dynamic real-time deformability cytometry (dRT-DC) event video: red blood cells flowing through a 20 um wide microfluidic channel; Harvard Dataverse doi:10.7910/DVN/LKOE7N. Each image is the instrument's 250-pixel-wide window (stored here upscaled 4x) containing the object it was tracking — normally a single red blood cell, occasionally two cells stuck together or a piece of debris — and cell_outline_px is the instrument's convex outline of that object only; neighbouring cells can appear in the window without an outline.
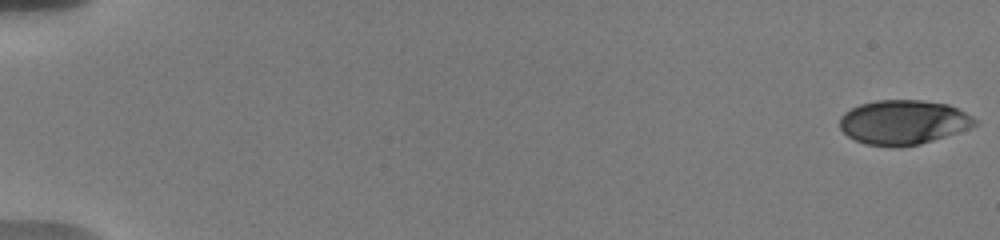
{"species": "human", "species_latin": "Homo sapiens", "temperature_condition": "warm", "stored_images_in_passage": 56, "camera_frame_rate_fps": 3000, "um_per_image_px": 0.085, "donor": {"sex": "male"}, "frame": {"image": 1, "passage_image": 1, "time_ms": 0.0, "image_size_px": [1000, 240], "cell_outline_px": [[976, 124], [968, 128], [920, 144], [896, 148], [892, 148], [864, 144], [848, 136], [840, 128], [840, 116], [844, 112], [860, 104], [876, 100], [920, 100], [948, 104], [972, 116], [976, 120]], "centroid_in_image_um": [76.73, 10.4], "position_along_channel_um": 8.3, "area_um2": 34.91}}
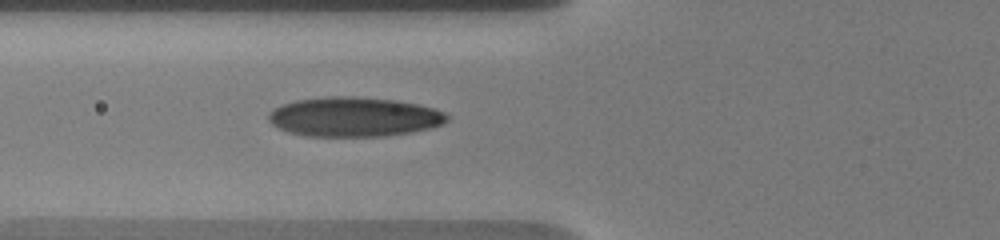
{"frame": {"image": 2, "passage_image": 23, "time_ms": 7.333, "image_size_px": [1000, 240], "cell_outline_px": [[448, 120], [444, 124], [412, 132], [384, 136], [308, 136], [288, 132], [272, 124], [268, 120], [268, 112], [284, 104], [296, 100], [328, 96], [352, 96], [396, 100], [436, 108], [444, 112], [448, 116]], "centroid_in_image_um": [30.11, 9.93], "position_along_channel_um": 95.7, "area_um2": 41.1}}
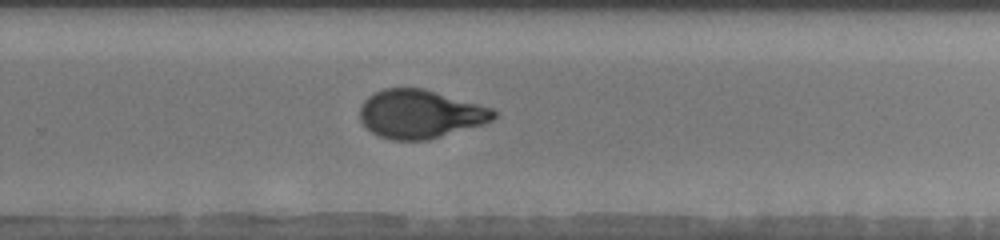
{"frame": {"image": 3, "passage_image": 39, "time_ms": 12.667, "image_size_px": [1000, 240], "cell_outline_px": [[496, 116], [492, 120], [484, 124], [428, 140], [392, 140], [380, 136], [364, 128], [360, 120], [360, 104], [368, 96], [384, 88], [424, 88], [492, 108], [496, 112]], "centroid_in_image_um": [35.69, 9.7], "position_along_channel_um": 294.1, "area_um2": 37.92}, "authors_computed_cell_mechanics": {"area_um2": 37.4544, "velocity_mm_per_s": 3.7228, "shape_relaxation_time_tau1_ms": 5.826, "shape_relaxation_time_tau2_ms": 0.8579, "deformation_change_tau1": 0.2293, "deformation_change_tau2": 0.0698}}